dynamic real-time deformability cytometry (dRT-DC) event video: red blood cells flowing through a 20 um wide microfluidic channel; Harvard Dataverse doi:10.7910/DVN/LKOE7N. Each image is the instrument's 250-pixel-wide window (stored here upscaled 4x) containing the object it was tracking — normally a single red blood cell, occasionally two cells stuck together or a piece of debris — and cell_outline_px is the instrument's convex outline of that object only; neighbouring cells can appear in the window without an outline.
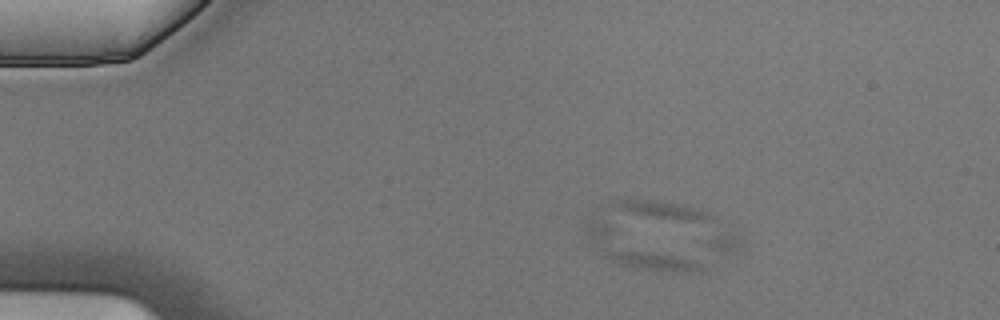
{"species": "Egyptian fruit bat (a non-hibernating species)", "species_latin": "Rousettus aegyptiacus", "temperature_condition": "cold", "stored_images_in_passage": 4, "camera_frame_rate_fps": 3000, "um_per_image_px": 0.085, "animal": {"sex": "male"}, "frame": {"image": 1, "passage_image": 2, "time_ms": 0.333, "image_size_px": [1000, 320], "cell_outline_px": [[704, 272], [664, 272], [640, 268], [624, 264], [612, 260], [584, 232], [584, 224], [592, 220], [604, 220], [692, 260], [700, 264], [704, 268]], "centroid_in_image_um": [54.15, 21.21], "position_along_channel_um": 30.9, "area_um2": 21.33}}